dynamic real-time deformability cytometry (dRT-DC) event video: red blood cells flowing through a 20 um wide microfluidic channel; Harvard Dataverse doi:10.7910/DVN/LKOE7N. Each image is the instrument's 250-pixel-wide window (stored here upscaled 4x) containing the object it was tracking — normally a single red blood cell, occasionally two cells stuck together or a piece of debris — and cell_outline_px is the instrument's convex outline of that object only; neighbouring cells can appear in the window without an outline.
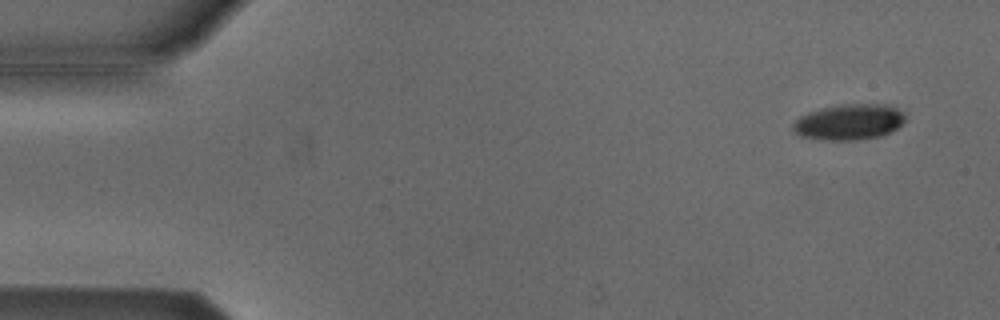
{"species": "Egyptian fruit bat (a non-hibernating species)", "species_latin": "Rousettus aegyptiacus", "temperature_condition": "cold", "stored_images_in_passage": 6, "camera_frame_rate_fps": 3000, "um_per_image_px": 0.085, "animal": {"sex": "male"}, "frame": {"image": 1, "passage_image": 1, "time_ms": 0.0, "image_size_px": [1000, 320], "cell_outline_px": [[908, 120], [896, 128], [880, 136], [856, 140], [824, 140], [800, 136], [792, 128], [792, 124], [800, 116], [808, 112], [824, 108], [848, 104], [888, 104], [904, 112]], "centroid_in_image_um": [72.21, 10.37], "position_along_channel_um": 12.8, "area_um2": 23.35}}
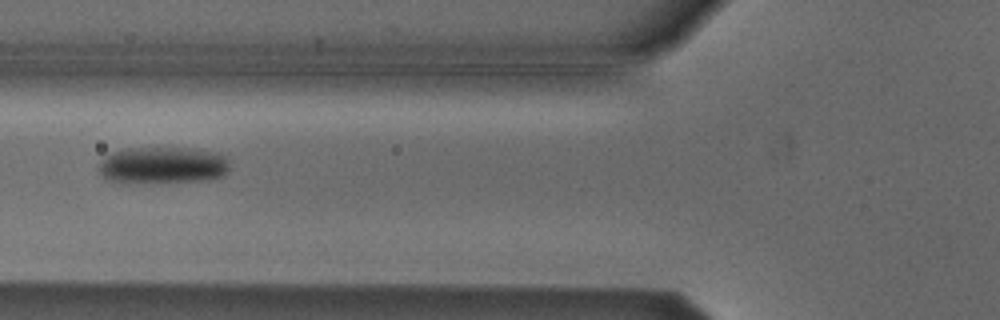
{"frame": {"image": 2, "passage_image": 6, "time_ms": 1.667, "image_size_px": [1000, 320], "cell_outline_px": [[228, 168], [224, 176], [208, 180], [108, 180], [100, 172], [100, 160], [104, 156], [112, 152], [128, 148], [196, 148], [216, 152], [228, 156]], "centroid_in_image_um": [13.91, 13.98], "position_along_channel_um": 111.9, "area_um2": 27.22}}